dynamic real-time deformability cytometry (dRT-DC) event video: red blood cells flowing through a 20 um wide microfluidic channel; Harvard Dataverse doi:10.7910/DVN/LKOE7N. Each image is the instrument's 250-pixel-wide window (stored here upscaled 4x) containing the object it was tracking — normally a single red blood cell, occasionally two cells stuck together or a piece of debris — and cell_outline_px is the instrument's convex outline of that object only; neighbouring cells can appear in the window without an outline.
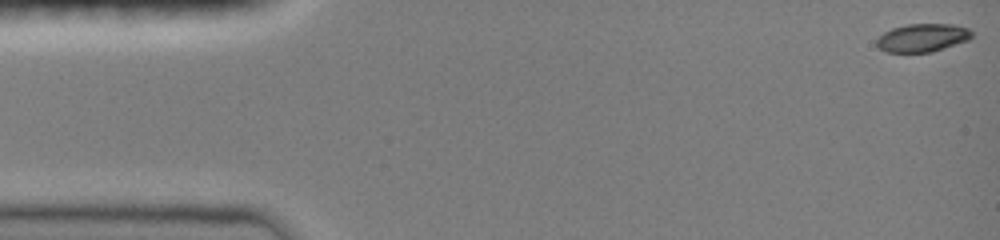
{"species": "common noctule bat (a hibernating species)", "species_latin": "Nyctalus noctula", "temperature_condition": "room temperature", "stored_images_in_passage": 35, "camera_frame_rate_fps": 3000, "um_per_image_px": 0.085, "animal": {"sex": "female", "body_mass_g": 19.0, "forearm_length_mm": 51.5}, "frame": {"image": 1, "passage_image": 1, "time_ms": 0.0, "image_size_px": [1000, 240], "cell_outline_px": [[972, 36], [968, 40], [932, 52], [888, 52], [880, 48], [876, 44], [876, 40], [884, 32], [892, 28], [908, 24], [952, 24], [968, 28], [972, 32]], "centroid_in_image_um": [78.41, 3.2], "position_along_channel_um": 6.6, "area_um2": 15.49}}
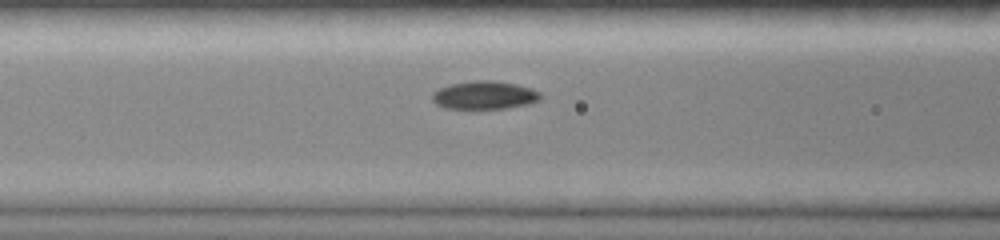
{"frame": {"image": 2, "passage_image": 26, "time_ms": 6.0, "image_size_px": [1000, 240], "cell_outline_px": [[540, 100], [528, 104], [508, 108], [444, 108], [436, 104], [432, 100], [432, 92], [448, 84], [476, 80], [492, 80], [516, 84], [532, 88], [540, 92]], "centroid_in_image_um": [41.17, 8.08], "position_along_channel_um": 125.4, "area_um2": 17.8}}
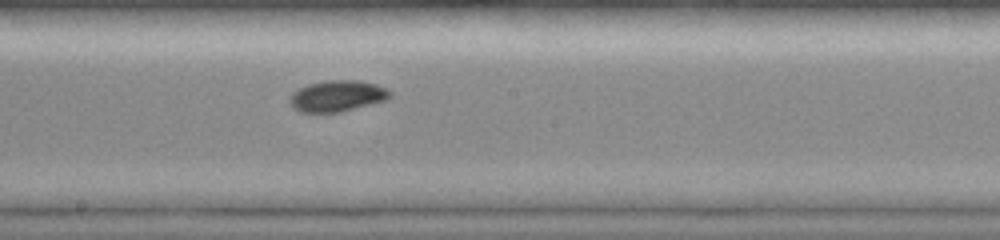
{"frame": {"image": 3, "passage_image": 35, "time_ms": 8.333, "image_size_px": [1000, 240], "cell_outline_px": [[392, 96], [388, 100], [340, 112], [300, 112], [292, 108], [288, 100], [292, 92], [308, 84], [324, 80], [360, 80], [376, 84], [392, 92]], "centroid_in_image_um": [28.66, 8.16], "position_along_channel_um": 219.5, "area_um2": 18.44}}